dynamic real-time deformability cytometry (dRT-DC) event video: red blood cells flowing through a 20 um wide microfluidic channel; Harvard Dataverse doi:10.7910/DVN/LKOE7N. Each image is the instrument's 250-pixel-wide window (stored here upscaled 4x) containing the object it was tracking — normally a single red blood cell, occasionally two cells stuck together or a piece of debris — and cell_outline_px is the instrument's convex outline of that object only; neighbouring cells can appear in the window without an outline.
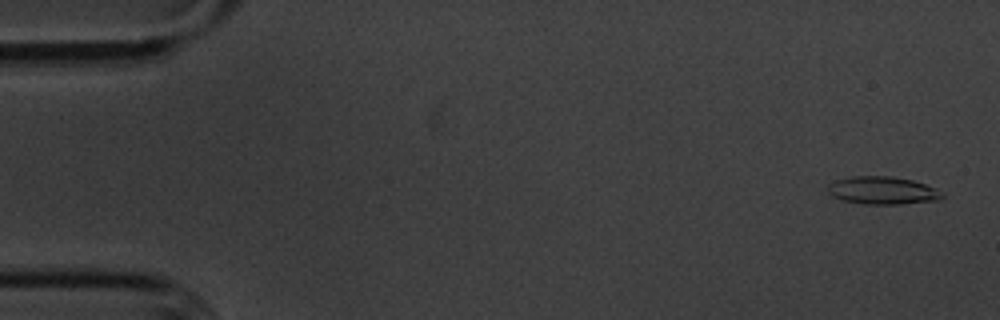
{"species": "common noctule bat (a hibernating species)", "species_latin": "Nyctalus noctula", "temperature_condition": "cold", "stored_images_in_passage": 53, "camera_frame_rate_fps": 3000, "um_per_image_px": 0.085, "animal": {"sex": "male", "body_mass_g": 20.1, "forearm_length_mm": 53.5}, "frame": {"image": 1, "passage_image": 2, "time_ms": 0.333, "image_size_px": [1000, 320], "cell_outline_px": [[944, 196], [940, 200], [900, 204], [864, 204], [844, 200], [832, 196], [828, 192], [828, 184], [836, 180], [852, 176], [892, 176], [912, 180], [936, 188]], "centroid_in_image_um": [75.02, 16.19], "position_along_channel_um": 10.0, "area_um2": 18.44}}
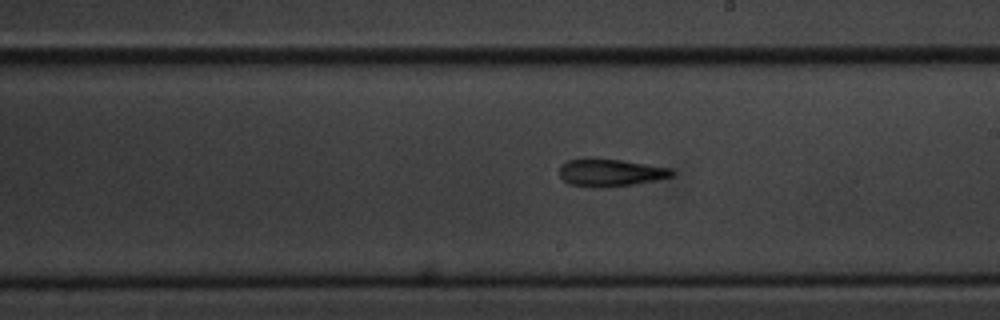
{"frame": {"image": 2, "passage_image": 32, "time_ms": 10.333, "image_size_px": [1000, 320], "cell_outline_px": [[676, 172], [672, 176], [656, 180], [632, 184], [604, 188], [596, 188], [568, 184], [560, 176], [560, 164], [568, 160], [620, 160], [672, 168]], "centroid_in_image_um": [51.91, 14.7], "position_along_channel_um": 237.1, "area_um2": 17.69}}
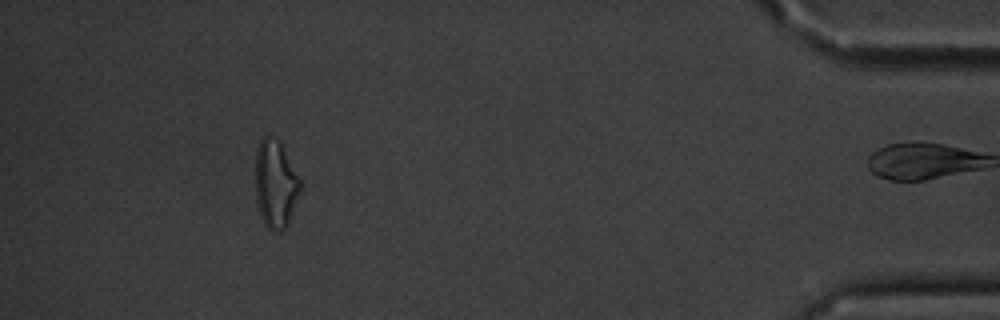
{"frame": {"image": 3, "passage_image": 52, "time_ms": 17.0, "image_size_px": [1000, 320], "cell_outline_px": [[300, 192], [288, 224], [284, 228], [268, 228], [264, 224], [256, 200], [256, 148], [260, 140], [264, 136], [268, 136], [280, 140], [300, 180]], "centroid_in_image_um": [23.41, 15.59], "position_along_channel_um": 411.8, "area_um2": 22.54}, "authors_computed_cell_mechanics": {"area_um2": 17.8602, "velocity_mm_per_s": 3.5024, "shape_relaxation_time_tau1_ms": 3.3315, "shape_relaxation_time_tau2_ms": 4.9638, "deformation_change_tau1": 0.1497, "deformation_change_tau2": 0.1685}}